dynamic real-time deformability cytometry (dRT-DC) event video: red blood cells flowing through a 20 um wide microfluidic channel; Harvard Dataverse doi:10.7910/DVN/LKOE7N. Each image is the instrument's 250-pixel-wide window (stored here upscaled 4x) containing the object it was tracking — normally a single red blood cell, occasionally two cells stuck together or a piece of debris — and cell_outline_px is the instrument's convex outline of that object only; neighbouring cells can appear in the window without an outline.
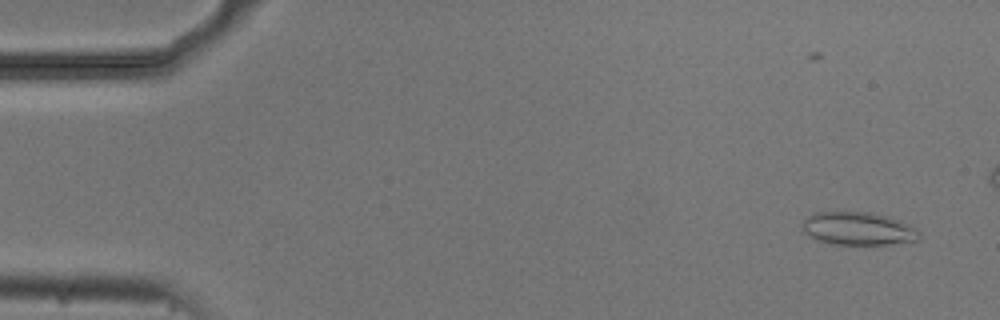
{"species": "common noctule bat (a hibernating species)", "species_latin": "Nyctalus noctula", "temperature_condition": "cold", "stored_images_in_passage": 49, "camera_frame_rate_fps": 3000, "um_per_image_px": 0.085, "animal": {"sex": "male", "body_mass_g": 20.5, "forearm_length_mm": 52.5}, "frame": {"image": 1, "passage_image": 3, "time_ms": 0.667, "image_size_px": [1000, 320], "cell_outline_px": [[920, 240], [888, 244], [832, 244], [816, 240], [804, 232], [800, 228], [800, 224], [808, 216], [816, 212], [872, 212], [888, 216], [900, 220], [916, 228], [920, 232]], "centroid_in_image_um": [72.93, 19.43], "position_along_channel_um": 12.1, "area_um2": 22.72}}
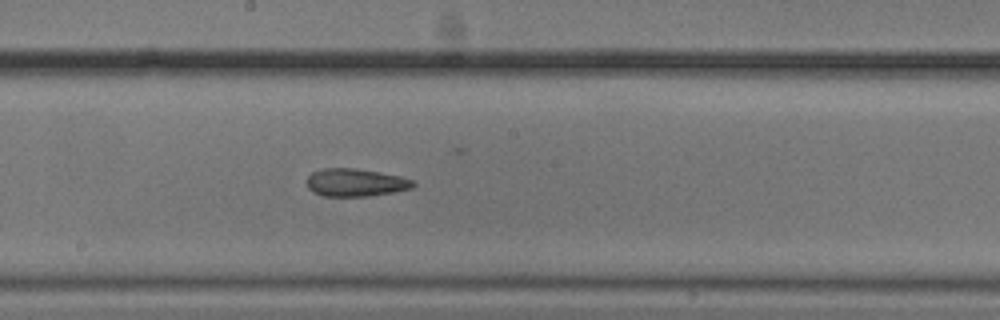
{"frame": {"image": 2, "passage_image": 29, "time_ms": 9.333, "image_size_px": [1000, 320], "cell_outline_px": [[416, 184], [412, 188], [396, 192], [368, 196], [324, 196], [312, 192], [308, 188], [308, 176], [312, 172], [324, 168], [356, 168], [380, 172], [400, 176], [412, 180]], "centroid_in_image_um": [30.23, 15.51], "position_along_channel_um": 218.0, "area_um2": 17.28}}
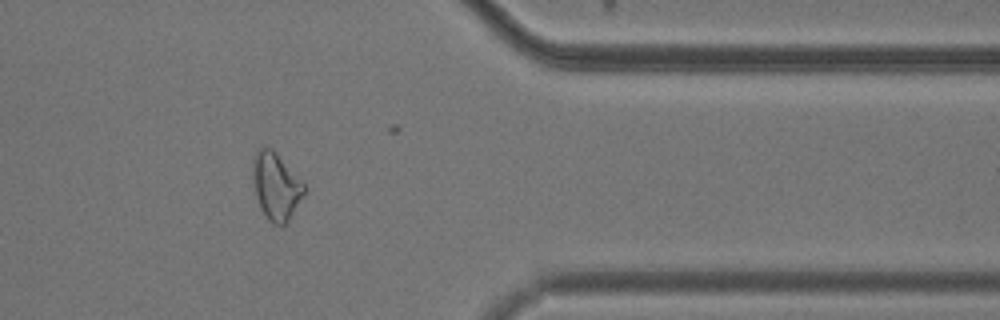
{"frame": {"image": 3, "passage_image": 44, "time_ms": 14.333, "image_size_px": [1000, 320], "cell_outline_px": [[304, 192], [288, 220], [284, 224], [272, 224], [268, 220], [260, 208], [256, 196], [252, 172], [252, 160], [260, 144], [264, 144], [272, 148], [276, 152], [304, 184]], "centroid_in_image_um": [23.4, 15.76], "position_along_channel_um": 388.0, "area_um2": 19.88}}